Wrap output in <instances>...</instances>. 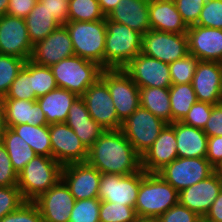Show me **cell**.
<instances>
[{"instance_id": "cell-17", "label": "cell", "mask_w": 222, "mask_h": 222, "mask_svg": "<svg viewBox=\"0 0 222 222\" xmlns=\"http://www.w3.org/2000/svg\"><path fill=\"white\" fill-rule=\"evenodd\" d=\"M33 202L39 208L43 222H69L75 198L65 182L60 179Z\"/></svg>"}, {"instance_id": "cell-59", "label": "cell", "mask_w": 222, "mask_h": 222, "mask_svg": "<svg viewBox=\"0 0 222 222\" xmlns=\"http://www.w3.org/2000/svg\"><path fill=\"white\" fill-rule=\"evenodd\" d=\"M155 1H172V2H174L175 0H155Z\"/></svg>"}, {"instance_id": "cell-20", "label": "cell", "mask_w": 222, "mask_h": 222, "mask_svg": "<svg viewBox=\"0 0 222 222\" xmlns=\"http://www.w3.org/2000/svg\"><path fill=\"white\" fill-rule=\"evenodd\" d=\"M197 101L218 104L222 102V63L198 61L192 79Z\"/></svg>"}, {"instance_id": "cell-26", "label": "cell", "mask_w": 222, "mask_h": 222, "mask_svg": "<svg viewBox=\"0 0 222 222\" xmlns=\"http://www.w3.org/2000/svg\"><path fill=\"white\" fill-rule=\"evenodd\" d=\"M149 22L151 29L157 31L186 34L188 30L172 1L150 0Z\"/></svg>"}, {"instance_id": "cell-45", "label": "cell", "mask_w": 222, "mask_h": 222, "mask_svg": "<svg viewBox=\"0 0 222 222\" xmlns=\"http://www.w3.org/2000/svg\"><path fill=\"white\" fill-rule=\"evenodd\" d=\"M212 107V104L196 101L182 122L195 128L204 129L210 117Z\"/></svg>"}, {"instance_id": "cell-34", "label": "cell", "mask_w": 222, "mask_h": 222, "mask_svg": "<svg viewBox=\"0 0 222 222\" xmlns=\"http://www.w3.org/2000/svg\"><path fill=\"white\" fill-rule=\"evenodd\" d=\"M2 99H18L36 101L32 84V61L27 60L18 72L7 94Z\"/></svg>"}, {"instance_id": "cell-39", "label": "cell", "mask_w": 222, "mask_h": 222, "mask_svg": "<svg viewBox=\"0 0 222 222\" xmlns=\"http://www.w3.org/2000/svg\"><path fill=\"white\" fill-rule=\"evenodd\" d=\"M198 61L195 56L188 54L169 64L172 84L191 83Z\"/></svg>"}, {"instance_id": "cell-52", "label": "cell", "mask_w": 222, "mask_h": 222, "mask_svg": "<svg viewBox=\"0 0 222 222\" xmlns=\"http://www.w3.org/2000/svg\"><path fill=\"white\" fill-rule=\"evenodd\" d=\"M204 219L206 222H222V191L211 205Z\"/></svg>"}, {"instance_id": "cell-33", "label": "cell", "mask_w": 222, "mask_h": 222, "mask_svg": "<svg viewBox=\"0 0 222 222\" xmlns=\"http://www.w3.org/2000/svg\"><path fill=\"white\" fill-rule=\"evenodd\" d=\"M169 99L172 113V122L182 121L193 104L197 101L191 83L172 84L169 87Z\"/></svg>"}, {"instance_id": "cell-27", "label": "cell", "mask_w": 222, "mask_h": 222, "mask_svg": "<svg viewBox=\"0 0 222 222\" xmlns=\"http://www.w3.org/2000/svg\"><path fill=\"white\" fill-rule=\"evenodd\" d=\"M5 107L6 125L12 126L31 124L34 126L48 125L46 116L36 101L2 99Z\"/></svg>"}, {"instance_id": "cell-31", "label": "cell", "mask_w": 222, "mask_h": 222, "mask_svg": "<svg viewBox=\"0 0 222 222\" xmlns=\"http://www.w3.org/2000/svg\"><path fill=\"white\" fill-rule=\"evenodd\" d=\"M1 141L17 174L37 155L30 145L9 127L3 133Z\"/></svg>"}, {"instance_id": "cell-2", "label": "cell", "mask_w": 222, "mask_h": 222, "mask_svg": "<svg viewBox=\"0 0 222 222\" xmlns=\"http://www.w3.org/2000/svg\"><path fill=\"white\" fill-rule=\"evenodd\" d=\"M141 48V33L106 17L104 69H123Z\"/></svg>"}, {"instance_id": "cell-18", "label": "cell", "mask_w": 222, "mask_h": 222, "mask_svg": "<svg viewBox=\"0 0 222 222\" xmlns=\"http://www.w3.org/2000/svg\"><path fill=\"white\" fill-rule=\"evenodd\" d=\"M74 56L72 40L65 25H60L45 39L33 45L30 60L42 66H51Z\"/></svg>"}, {"instance_id": "cell-22", "label": "cell", "mask_w": 222, "mask_h": 222, "mask_svg": "<svg viewBox=\"0 0 222 222\" xmlns=\"http://www.w3.org/2000/svg\"><path fill=\"white\" fill-rule=\"evenodd\" d=\"M174 122L167 124L153 145L141 156V169L147 173H157L165 165L178 158Z\"/></svg>"}, {"instance_id": "cell-58", "label": "cell", "mask_w": 222, "mask_h": 222, "mask_svg": "<svg viewBox=\"0 0 222 222\" xmlns=\"http://www.w3.org/2000/svg\"><path fill=\"white\" fill-rule=\"evenodd\" d=\"M197 222H206L204 218H200Z\"/></svg>"}, {"instance_id": "cell-32", "label": "cell", "mask_w": 222, "mask_h": 222, "mask_svg": "<svg viewBox=\"0 0 222 222\" xmlns=\"http://www.w3.org/2000/svg\"><path fill=\"white\" fill-rule=\"evenodd\" d=\"M11 129L30 145L37 155L52 157L49 125L21 124L12 126Z\"/></svg>"}, {"instance_id": "cell-29", "label": "cell", "mask_w": 222, "mask_h": 222, "mask_svg": "<svg viewBox=\"0 0 222 222\" xmlns=\"http://www.w3.org/2000/svg\"><path fill=\"white\" fill-rule=\"evenodd\" d=\"M28 36L32 44L45 39L61 24L56 21L54 14H51L45 4L39 1L32 11L24 18Z\"/></svg>"}, {"instance_id": "cell-40", "label": "cell", "mask_w": 222, "mask_h": 222, "mask_svg": "<svg viewBox=\"0 0 222 222\" xmlns=\"http://www.w3.org/2000/svg\"><path fill=\"white\" fill-rule=\"evenodd\" d=\"M32 84L36 99L58 87L51 68L34 62H32Z\"/></svg>"}, {"instance_id": "cell-8", "label": "cell", "mask_w": 222, "mask_h": 222, "mask_svg": "<svg viewBox=\"0 0 222 222\" xmlns=\"http://www.w3.org/2000/svg\"><path fill=\"white\" fill-rule=\"evenodd\" d=\"M100 78L107 85L118 118L123 122L139 106V87L123 69H103Z\"/></svg>"}, {"instance_id": "cell-44", "label": "cell", "mask_w": 222, "mask_h": 222, "mask_svg": "<svg viewBox=\"0 0 222 222\" xmlns=\"http://www.w3.org/2000/svg\"><path fill=\"white\" fill-rule=\"evenodd\" d=\"M206 0H175V6L187 27L197 25Z\"/></svg>"}, {"instance_id": "cell-30", "label": "cell", "mask_w": 222, "mask_h": 222, "mask_svg": "<svg viewBox=\"0 0 222 222\" xmlns=\"http://www.w3.org/2000/svg\"><path fill=\"white\" fill-rule=\"evenodd\" d=\"M140 106L168 124L172 123L169 88H139Z\"/></svg>"}, {"instance_id": "cell-10", "label": "cell", "mask_w": 222, "mask_h": 222, "mask_svg": "<svg viewBox=\"0 0 222 222\" xmlns=\"http://www.w3.org/2000/svg\"><path fill=\"white\" fill-rule=\"evenodd\" d=\"M141 53L171 64L189 54L187 35L150 29L142 35Z\"/></svg>"}, {"instance_id": "cell-4", "label": "cell", "mask_w": 222, "mask_h": 222, "mask_svg": "<svg viewBox=\"0 0 222 222\" xmlns=\"http://www.w3.org/2000/svg\"><path fill=\"white\" fill-rule=\"evenodd\" d=\"M62 165L52 157L36 155L19 173L17 186L25 201L33 202L61 179Z\"/></svg>"}, {"instance_id": "cell-50", "label": "cell", "mask_w": 222, "mask_h": 222, "mask_svg": "<svg viewBox=\"0 0 222 222\" xmlns=\"http://www.w3.org/2000/svg\"><path fill=\"white\" fill-rule=\"evenodd\" d=\"M39 0H9L7 15L25 18Z\"/></svg>"}, {"instance_id": "cell-3", "label": "cell", "mask_w": 222, "mask_h": 222, "mask_svg": "<svg viewBox=\"0 0 222 222\" xmlns=\"http://www.w3.org/2000/svg\"><path fill=\"white\" fill-rule=\"evenodd\" d=\"M179 192L157 173H147L141 180L135 212L137 217L158 218L178 203Z\"/></svg>"}, {"instance_id": "cell-9", "label": "cell", "mask_w": 222, "mask_h": 222, "mask_svg": "<svg viewBox=\"0 0 222 222\" xmlns=\"http://www.w3.org/2000/svg\"><path fill=\"white\" fill-rule=\"evenodd\" d=\"M215 168L206 158H176L157 172L178 192L208 178Z\"/></svg>"}, {"instance_id": "cell-46", "label": "cell", "mask_w": 222, "mask_h": 222, "mask_svg": "<svg viewBox=\"0 0 222 222\" xmlns=\"http://www.w3.org/2000/svg\"><path fill=\"white\" fill-rule=\"evenodd\" d=\"M18 174L13 169L6 147L0 140V186H17Z\"/></svg>"}, {"instance_id": "cell-16", "label": "cell", "mask_w": 222, "mask_h": 222, "mask_svg": "<svg viewBox=\"0 0 222 222\" xmlns=\"http://www.w3.org/2000/svg\"><path fill=\"white\" fill-rule=\"evenodd\" d=\"M61 179L75 200L98 198L101 173L87 162L63 165Z\"/></svg>"}, {"instance_id": "cell-6", "label": "cell", "mask_w": 222, "mask_h": 222, "mask_svg": "<svg viewBox=\"0 0 222 222\" xmlns=\"http://www.w3.org/2000/svg\"><path fill=\"white\" fill-rule=\"evenodd\" d=\"M50 68L57 86L67 89L77 96H82L100 78L103 70L96 62L75 55L60 60Z\"/></svg>"}, {"instance_id": "cell-47", "label": "cell", "mask_w": 222, "mask_h": 222, "mask_svg": "<svg viewBox=\"0 0 222 222\" xmlns=\"http://www.w3.org/2000/svg\"><path fill=\"white\" fill-rule=\"evenodd\" d=\"M200 218L195 212L178 202L157 219L159 222H197Z\"/></svg>"}, {"instance_id": "cell-12", "label": "cell", "mask_w": 222, "mask_h": 222, "mask_svg": "<svg viewBox=\"0 0 222 222\" xmlns=\"http://www.w3.org/2000/svg\"><path fill=\"white\" fill-rule=\"evenodd\" d=\"M81 97L96 123L105 130L121 129L123 122L118 118L109 89L101 78H98Z\"/></svg>"}, {"instance_id": "cell-23", "label": "cell", "mask_w": 222, "mask_h": 222, "mask_svg": "<svg viewBox=\"0 0 222 222\" xmlns=\"http://www.w3.org/2000/svg\"><path fill=\"white\" fill-rule=\"evenodd\" d=\"M150 0H120L107 18L113 22L130 27L144 35L150 29L149 22Z\"/></svg>"}, {"instance_id": "cell-38", "label": "cell", "mask_w": 222, "mask_h": 222, "mask_svg": "<svg viewBox=\"0 0 222 222\" xmlns=\"http://www.w3.org/2000/svg\"><path fill=\"white\" fill-rule=\"evenodd\" d=\"M100 205L99 198L75 200L69 222H100Z\"/></svg>"}, {"instance_id": "cell-48", "label": "cell", "mask_w": 222, "mask_h": 222, "mask_svg": "<svg viewBox=\"0 0 222 222\" xmlns=\"http://www.w3.org/2000/svg\"><path fill=\"white\" fill-rule=\"evenodd\" d=\"M203 131L208 137L222 136V102L213 105Z\"/></svg>"}, {"instance_id": "cell-55", "label": "cell", "mask_w": 222, "mask_h": 222, "mask_svg": "<svg viewBox=\"0 0 222 222\" xmlns=\"http://www.w3.org/2000/svg\"><path fill=\"white\" fill-rule=\"evenodd\" d=\"M9 0H0V17L6 14Z\"/></svg>"}, {"instance_id": "cell-41", "label": "cell", "mask_w": 222, "mask_h": 222, "mask_svg": "<svg viewBox=\"0 0 222 222\" xmlns=\"http://www.w3.org/2000/svg\"><path fill=\"white\" fill-rule=\"evenodd\" d=\"M197 25L222 29V0H206Z\"/></svg>"}, {"instance_id": "cell-1", "label": "cell", "mask_w": 222, "mask_h": 222, "mask_svg": "<svg viewBox=\"0 0 222 222\" xmlns=\"http://www.w3.org/2000/svg\"><path fill=\"white\" fill-rule=\"evenodd\" d=\"M86 162L101 174L130 175L141 169V156L121 129L105 130L88 149Z\"/></svg>"}, {"instance_id": "cell-11", "label": "cell", "mask_w": 222, "mask_h": 222, "mask_svg": "<svg viewBox=\"0 0 222 222\" xmlns=\"http://www.w3.org/2000/svg\"><path fill=\"white\" fill-rule=\"evenodd\" d=\"M144 176L143 169L130 175L101 174L98 198L101 201L135 207L139 186Z\"/></svg>"}, {"instance_id": "cell-43", "label": "cell", "mask_w": 222, "mask_h": 222, "mask_svg": "<svg viewBox=\"0 0 222 222\" xmlns=\"http://www.w3.org/2000/svg\"><path fill=\"white\" fill-rule=\"evenodd\" d=\"M0 222H43V219L37 205L26 201L17 210L0 219Z\"/></svg>"}, {"instance_id": "cell-24", "label": "cell", "mask_w": 222, "mask_h": 222, "mask_svg": "<svg viewBox=\"0 0 222 222\" xmlns=\"http://www.w3.org/2000/svg\"><path fill=\"white\" fill-rule=\"evenodd\" d=\"M65 123L75 132L87 149L105 131L91 118L86 103L81 96H78L72 103Z\"/></svg>"}, {"instance_id": "cell-5", "label": "cell", "mask_w": 222, "mask_h": 222, "mask_svg": "<svg viewBox=\"0 0 222 222\" xmlns=\"http://www.w3.org/2000/svg\"><path fill=\"white\" fill-rule=\"evenodd\" d=\"M64 25L72 40L74 55L96 62L104 69L106 20L68 21Z\"/></svg>"}, {"instance_id": "cell-21", "label": "cell", "mask_w": 222, "mask_h": 222, "mask_svg": "<svg viewBox=\"0 0 222 222\" xmlns=\"http://www.w3.org/2000/svg\"><path fill=\"white\" fill-rule=\"evenodd\" d=\"M186 35L189 54L199 61L222 63V29L194 25Z\"/></svg>"}, {"instance_id": "cell-42", "label": "cell", "mask_w": 222, "mask_h": 222, "mask_svg": "<svg viewBox=\"0 0 222 222\" xmlns=\"http://www.w3.org/2000/svg\"><path fill=\"white\" fill-rule=\"evenodd\" d=\"M24 202L18 186H0V219L17 210Z\"/></svg>"}, {"instance_id": "cell-35", "label": "cell", "mask_w": 222, "mask_h": 222, "mask_svg": "<svg viewBox=\"0 0 222 222\" xmlns=\"http://www.w3.org/2000/svg\"><path fill=\"white\" fill-rule=\"evenodd\" d=\"M68 21L106 20L98 0H69Z\"/></svg>"}, {"instance_id": "cell-13", "label": "cell", "mask_w": 222, "mask_h": 222, "mask_svg": "<svg viewBox=\"0 0 222 222\" xmlns=\"http://www.w3.org/2000/svg\"><path fill=\"white\" fill-rule=\"evenodd\" d=\"M139 88H169L172 85L169 64L139 53L124 68Z\"/></svg>"}, {"instance_id": "cell-15", "label": "cell", "mask_w": 222, "mask_h": 222, "mask_svg": "<svg viewBox=\"0 0 222 222\" xmlns=\"http://www.w3.org/2000/svg\"><path fill=\"white\" fill-rule=\"evenodd\" d=\"M52 158L62 166L86 162L88 149L66 123L49 125Z\"/></svg>"}, {"instance_id": "cell-49", "label": "cell", "mask_w": 222, "mask_h": 222, "mask_svg": "<svg viewBox=\"0 0 222 222\" xmlns=\"http://www.w3.org/2000/svg\"><path fill=\"white\" fill-rule=\"evenodd\" d=\"M69 0H39L61 25L68 22Z\"/></svg>"}, {"instance_id": "cell-57", "label": "cell", "mask_w": 222, "mask_h": 222, "mask_svg": "<svg viewBox=\"0 0 222 222\" xmlns=\"http://www.w3.org/2000/svg\"><path fill=\"white\" fill-rule=\"evenodd\" d=\"M215 172L218 174V176L222 180V162L215 168Z\"/></svg>"}, {"instance_id": "cell-53", "label": "cell", "mask_w": 222, "mask_h": 222, "mask_svg": "<svg viewBox=\"0 0 222 222\" xmlns=\"http://www.w3.org/2000/svg\"><path fill=\"white\" fill-rule=\"evenodd\" d=\"M120 0H98L102 13L107 17Z\"/></svg>"}, {"instance_id": "cell-56", "label": "cell", "mask_w": 222, "mask_h": 222, "mask_svg": "<svg viewBox=\"0 0 222 222\" xmlns=\"http://www.w3.org/2000/svg\"><path fill=\"white\" fill-rule=\"evenodd\" d=\"M135 222H159L156 218H143V217H137Z\"/></svg>"}, {"instance_id": "cell-25", "label": "cell", "mask_w": 222, "mask_h": 222, "mask_svg": "<svg viewBox=\"0 0 222 222\" xmlns=\"http://www.w3.org/2000/svg\"><path fill=\"white\" fill-rule=\"evenodd\" d=\"M178 158H206L208 136L203 129L174 122Z\"/></svg>"}, {"instance_id": "cell-54", "label": "cell", "mask_w": 222, "mask_h": 222, "mask_svg": "<svg viewBox=\"0 0 222 222\" xmlns=\"http://www.w3.org/2000/svg\"><path fill=\"white\" fill-rule=\"evenodd\" d=\"M6 129L7 125H6L5 107L2 98H0V140Z\"/></svg>"}, {"instance_id": "cell-19", "label": "cell", "mask_w": 222, "mask_h": 222, "mask_svg": "<svg viewBox=\"0 0 222 222\" xmlns=\"http://www.w3.org/2000/svg\"><path fill=\"white\" fill-rule=\"evenodd\" d=\"M222 191V180L216 172L179 192L178 202L204 218Z\"/></svg>"}, {"instance_id": "cell-51", "label": "cell", "mask_w": 222, "mask_h": 222, "mask_svg": "<svg viewBox=\"0 0 222 222\" xmlns=\"http://www.w3.org/2000/svg\"><path fill=\"white\" fill-rule=\"evenodd\" d=\"M206 159L214 168L222 162V136L208 137Z\"/></svg>"}, {"instance_id": "cell-7", "label": "cell", "mask_w": 222, "mask_h": 222, "mask_svg": "<svg viewBox=\"0 0 222 222\" xmlns=\"http://www.w3.org/2000/svg\"><path fill=\"white\" fill-rule=\"evenodd\" d=\"M167 124L149 110L139 106L123 121L121 130L134 150L142 156L153 145Z\"/></svg>"}, {"instance_id": "cell-36", "label": "cell", "mask_w": 222, "mask_h": 222, "mask_svg": "<svg viewBox=\"0 0 222 222\" xmlns=\"http://www.w3.org/2000/svg\"><path fill=\"white\" fill-rule=\"evenodd\" d=\"M25 62L19 57L0 54V98L5 97Z\"/></svg>"}, {"instance_id": "cell-37", "label": "cell", "mask_w": 222, "mask_h": 222, "mask_svg": "<svg viewBox=\"0 0 222 222\" xmlns=\"http://www.w3.org/2000/svg\"><path fill=\"white\" fill-rule=\"evenodd\" d=\"M100 222H135L137 215L134 207L101 201Z\"/></svg>"}, {"instance_id": "cell-14", "label": "cell", "mask_w": 222, "mask_h": 222, "mask_svg": "<svg viewBox=\"0 0 222 222\" xmlns=\"http://www.w3.org/2000/svg\"><path fill=\"white\" fill-rule=\"evenodd\" d=\"M33 44L29 39L24 18L3 15L0 17V54L30 60Z\"/></svg>"}, {"instance_id": "cell-28", "label": "cell", "mask_w": 222, "mask_h": 222, "mask_svg": "<svg viewBox=\"0 0 222 222\" xmlns=\"http://www.w3.org/2000/svg\"><path fill=\"white\" fill-rule=\"evenodd\" d=\"M78 96L60 87L36 99L46 116L48 125L65 123L69 109Z\"/></svg>"}]
</instances>
